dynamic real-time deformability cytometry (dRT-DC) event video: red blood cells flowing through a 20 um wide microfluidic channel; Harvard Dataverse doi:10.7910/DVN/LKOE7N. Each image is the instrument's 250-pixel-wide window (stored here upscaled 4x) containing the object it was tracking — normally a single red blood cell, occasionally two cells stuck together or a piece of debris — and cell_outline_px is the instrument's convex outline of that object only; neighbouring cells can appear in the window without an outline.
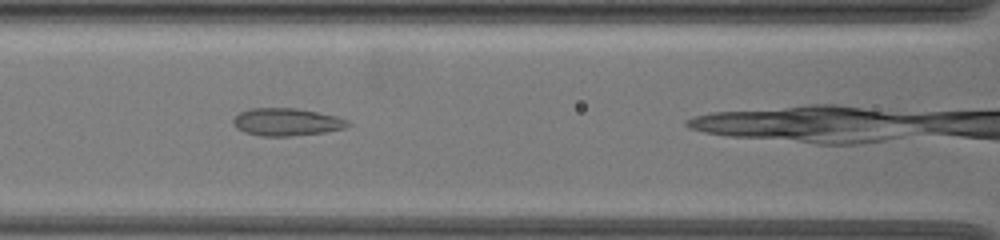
{"species": "common noctule bat (a hibernating species)", "species_latin": "Nyctalus noctula", "temperature_condition": "warm", "stored_images_in_passage": 30, "camera_frame_rate_fps": 3000, "um_per_image_px": 0.085, "animal": {"sex": "female", "body_mass_g": 19.5, "forearm_length_mm": 54.1}, "frame": {"image": 1, "passage_image": 7, "time_ms": 2.0, "image_size_px": [1000, 240], "cell_outline_px": [[352, 124], [344, 128], [324, 132], [292, 136], [260, 136], [244, 132], [236, 128], [232, 124], [232, 120], [240, 112], [252, 108], [296, 108], [336, 116], [348, 120]], "centroid_in_image_um": [24.34, 10.37], "position_along_channel_um": 142.3, "area_um2": 18.44}}
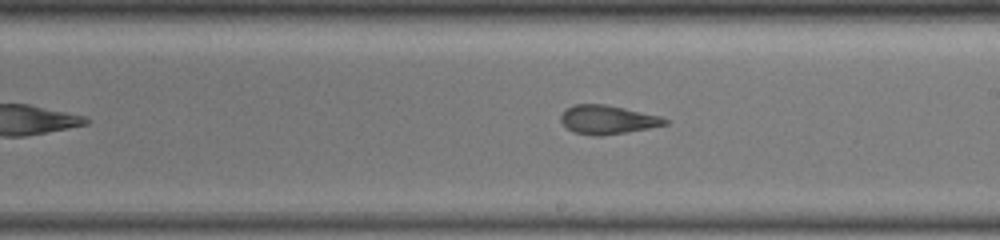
{"frame": {"image": 2, "passage_image": 15, "time_ms": 4.667, "image_size_px": [1000, 240], "cell_outline_px": [[668, 124], [648, 128], [600, 136], [592, 136], [572, 132], [560, 120], [560, 116], [572, 104], [604, 104], [624, 108], [660, 116], [668, 120]], "centroid_in_image_um": [51.62, 10.17], "position_along_channel_um": 237.4, "area_um2": 17.28}}
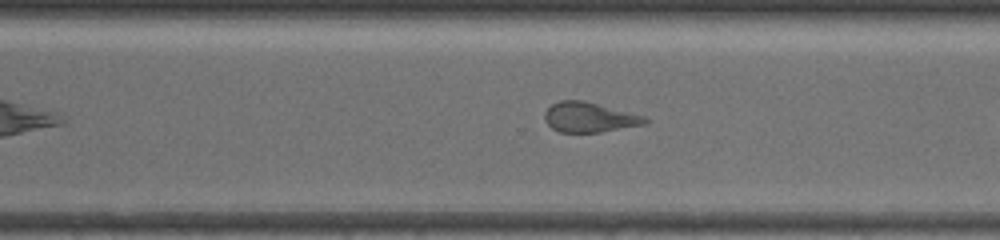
{"frame": {"image": 3, "passage_image": 22, "time_ms": 7.0, "image_size_px": [1000, 240], "cell_outline_px": [[648, 120], [644, 124], [600, 132], [560, 132], [552, 128], [544, 120], [544, 112], [552, 104], [560, 100], [584, 100], [648, 116]], "centroid_in_image_um": [50.1, 9.95], "position_along_channel_um": 320.5, "area_um2": 17.63}}